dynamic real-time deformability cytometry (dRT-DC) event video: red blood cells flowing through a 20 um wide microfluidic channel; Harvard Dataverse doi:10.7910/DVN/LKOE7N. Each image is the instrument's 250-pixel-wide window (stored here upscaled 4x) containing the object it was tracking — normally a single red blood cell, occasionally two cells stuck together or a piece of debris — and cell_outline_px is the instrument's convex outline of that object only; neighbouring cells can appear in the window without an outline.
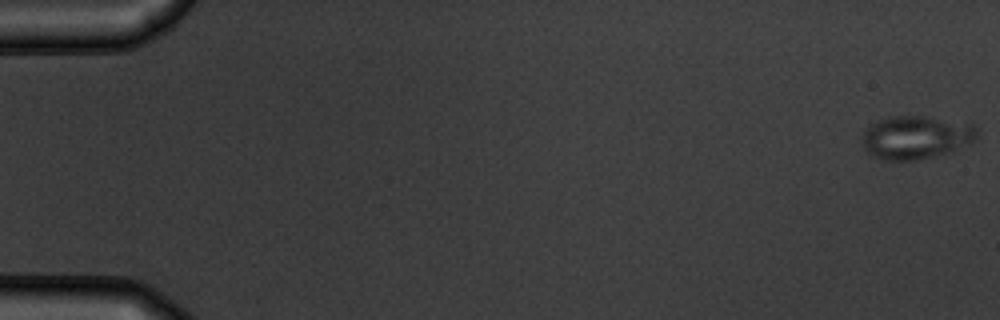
{"species": "common noctule bat (a hibernating species)", "species_latin": "Nyctalus noctula", "temperature_condition": "warm", "stored_images_in_passage": 50, "camera_frame_rate_fps": 3000, "um_per_image_px": 0.085, "animal": {"sex": "male", "body_mass_g": 19.5, "forearm_length_mm": 54.6}, "frame": {"image": 1, "passage_image": 1, "time_ms": 0.0, "image_size_px": [1000, 320], "cell_outline_px": [[976, 140], [972, 144], [952, 152], [916, 160], [884, 160], [868, 156], [860, 140], [864, 128], [888, 116], [928, 116], [972, 124], [976, 128]], "centroid_in_image_um": [77.83, 11.69], "position_along_channel_um": 7.2, "area_um2": 29.54}}
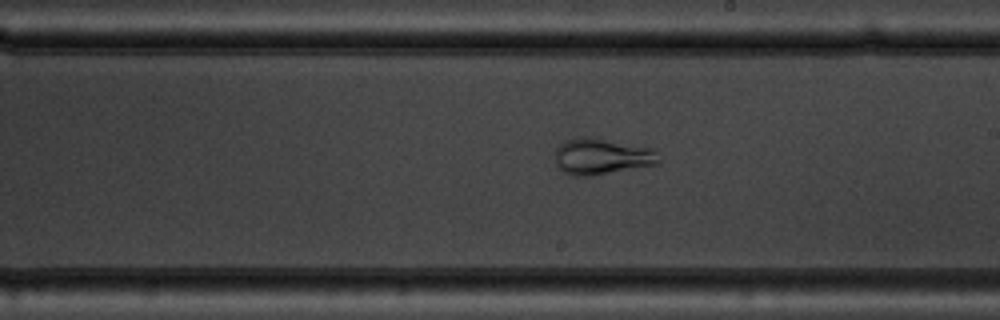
{"frame": {"image": 2, "passage_image": 32, "time_ms": 10.333, "image_size_px": [1000, 320], "cell_outline_px": [[660, 164], [588, 176], [572, 176], [564, 172], [556, 164], [556, 148], [560, 144], [568, 140], [588, 136], [652, 148]], "centroid_in_image_um": [51.13, 13.31], "position_along_channel_um": 237.9, "area_um2": 21.5}}